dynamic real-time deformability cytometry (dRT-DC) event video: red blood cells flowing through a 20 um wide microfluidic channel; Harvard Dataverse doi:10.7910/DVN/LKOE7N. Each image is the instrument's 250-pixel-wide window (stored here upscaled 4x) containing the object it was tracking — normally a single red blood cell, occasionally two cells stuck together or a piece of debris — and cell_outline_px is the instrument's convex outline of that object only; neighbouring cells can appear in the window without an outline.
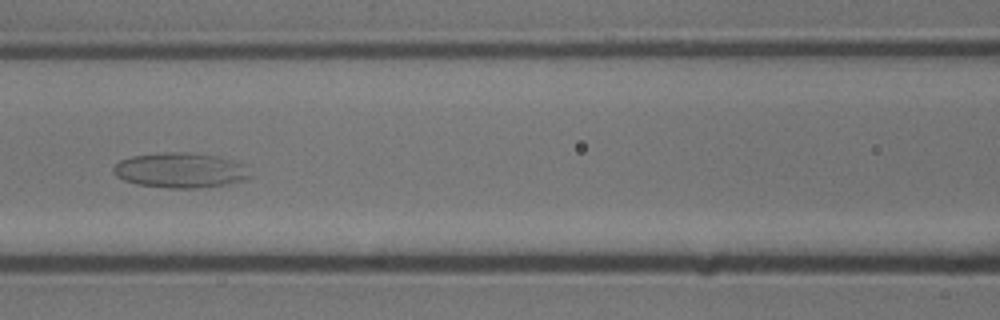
{"species": "common noctule bat (a hibernating species)", "species_latin": "Nyctalus noctula", "temperature_condition": "cold", "stored_images_in_passage": 12, "camera_frame_rate_fps": 3000, "um_per_image_px": 0.085, "animal": {"sex": "male", "body_mass_g": 13.3}, "frame": {"image": 1, "passage_image": 6, "time_ms": 1.667, "image_size_px": [1000, 320], "cell_outline_px": [[252, 176], [244, 180], [232, 184], [204, 188], [168, 188], [136, 184], [124, 180], [116, 176], [112, 172], [112, 168], [120, 160], [132, 156], [164, 152], [184, 152], [220, 156], [248, 164]], "centroid_in_image_um": [15.41, 14.48], "position_along_channel_um": 151.2, "area_um2": 28.61}}
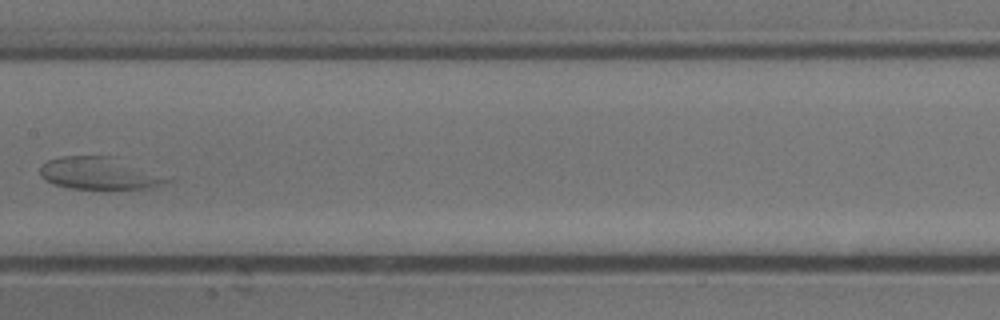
{"frame": {"image": 2, "passage_image": 7, "time_ms": 2.0, "image_size_px": [1000, 320], "cell_outline_px": [[172, 180], [160, 184], [144, 188], [68, 188], [52, 184], [40, 176], [40, 168], [48, 160], [64, 156], [108, 156]], "centroid_in_image_um": [8.27, 14.74], "position_along_channel_um": 199.1, "area_um2": 22.6}}
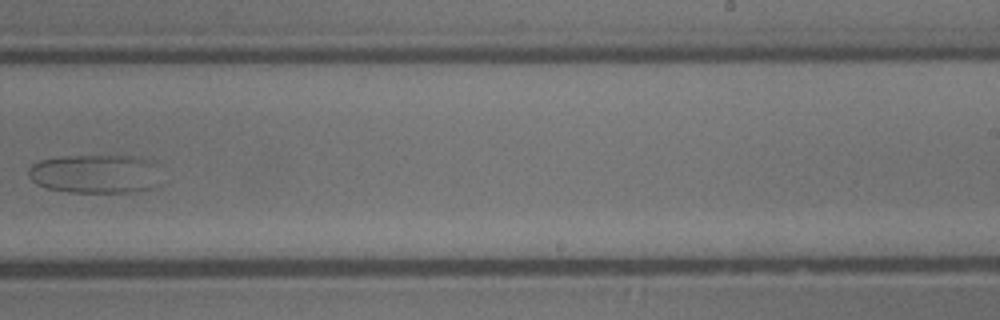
{"frame": {"image": 3, "passage_image": 9, "time_ms": 2.667, "image_size_px": [1000, 320], "cell_outline_px": [[160, 184], [152, 188], [136, 192], [68, 192], [48, 188], [36, 184], [28, 176], [28, 168], [32, 164], [40, 160], [60, 156], [132, 156], [148, 160], [152, 164]], "centroid_in_image_um": [8.03, 14.79], "position_along_channel_um": 281.0, "area_um2": 29.88}}